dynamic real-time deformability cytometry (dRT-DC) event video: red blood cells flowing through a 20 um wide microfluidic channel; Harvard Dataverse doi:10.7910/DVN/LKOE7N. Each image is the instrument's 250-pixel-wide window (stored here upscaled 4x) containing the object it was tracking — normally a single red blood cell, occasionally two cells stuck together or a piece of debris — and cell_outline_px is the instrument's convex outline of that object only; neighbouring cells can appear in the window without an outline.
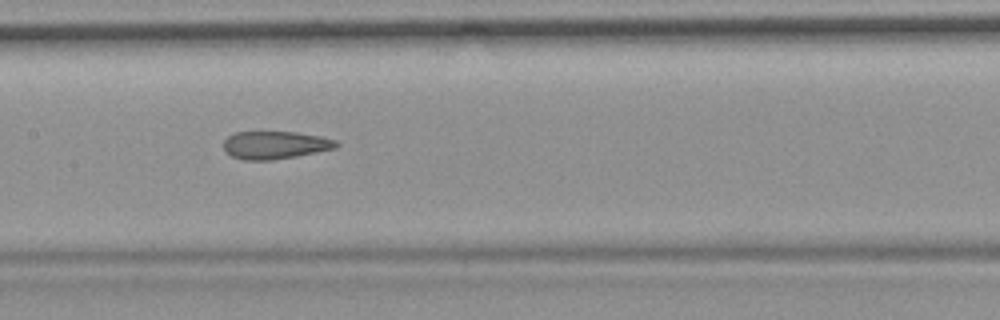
{"species": "common noctule bat (a hibernating species)", "species_latin": "Nyctalus noctula", "temperature_condition": "room temperature", "stored_images_in_passage": 39, "camera_frame_rate_fps": 3000, "um_per_image_px": 0.085, "animal": {"sex": "female", "body_mass_g": 19.9}, "frame": {"image": 1, "passage_image": 12, "time_ms": 3.667, "image_size_px": [1000, 320], "cell_outline_px": [[340, 144], [336, 148], [296, 156], [272, 160], [244, 160], [232, 156], [224, 148], [224, 140], [228, 136], [236, 132], [296, 132], [320, 136], [336, 140]], "centroid_in_image_um": [23.4, 12.32], "position_along_channel_um": 184.0, "area_um2": 18.15}, "authors_computed_cell_mechanics": {"area_um2": 19.1896, "velocity_mm_per_s": 3.7196, "shape_relaxation_time_tau1_ms": null, "shape_relaxation_time_tau2_ms": 2.6159, "deformation_change_tau1": null, "deformation_change_tau2": 0.1105}}